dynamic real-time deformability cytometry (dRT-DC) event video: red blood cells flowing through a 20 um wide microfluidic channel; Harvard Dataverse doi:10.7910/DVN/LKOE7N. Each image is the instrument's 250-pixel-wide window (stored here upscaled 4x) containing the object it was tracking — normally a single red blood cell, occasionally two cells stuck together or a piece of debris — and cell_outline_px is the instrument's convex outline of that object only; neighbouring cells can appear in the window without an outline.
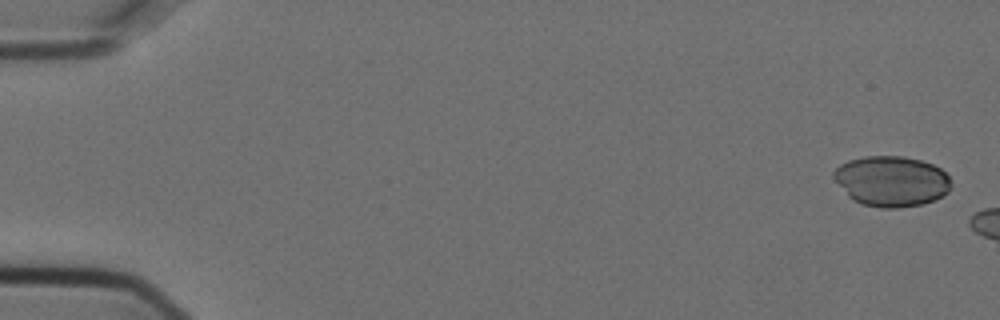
{"species": "Egyptian fruit bat (a non-hibernating species)", "species_latin": "Rousettus aegyptiacus", "temperature_condition": "cold", "stored_images_in_passage": 5, "camera_frame_rate_fps": 3000, "um_per_image_px": 0.085, "animal": {"sex": "female"}, "frame": {"image": 1, "passage_image": 1, "time_ms": 0.0, "image_size_px": [1000, 320], "cell_outline_px": [[952, 184], [948, 192], [936, 200], [920, 204], [896, 208], [880, 208], [864, 204], [852, 200], [848, 196], [832, 176], [832, 172], [840, 164], [848, 160], [864, 156], [904, 156], [920, 160], [932, 164], [940, 168], [948, 176]], "centroid_in_image_um": [75.77, 15.39], "position_along_channel_um": 9.2, "area_um2": 34.62}}